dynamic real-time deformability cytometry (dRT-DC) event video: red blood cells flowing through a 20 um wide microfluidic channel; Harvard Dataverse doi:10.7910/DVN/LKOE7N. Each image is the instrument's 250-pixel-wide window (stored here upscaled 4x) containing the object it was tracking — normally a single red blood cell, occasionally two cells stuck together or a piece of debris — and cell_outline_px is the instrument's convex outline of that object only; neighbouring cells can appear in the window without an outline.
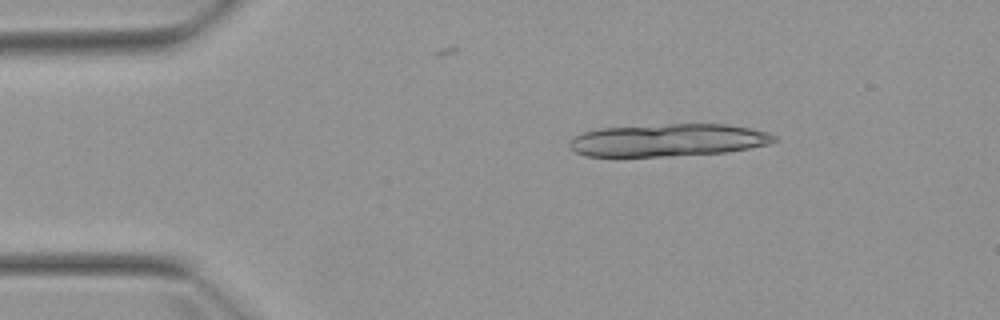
{"species": "Egyptian fruit bat (a non-hibernating species)", "species_latin": "Rousettus aegyptiacus", "temperature_condition": "warm", "stored_images_in_passage": 6, "camera_frame_rate_fps": 3000, "um_per_image_px": 0.085, "animal": {"sex": "female"}, "frame": {"image": 1, "passage_image": 3, "time_ms": 2.333, "image_size_px": [1000, 320], "cell_outline_px": [[776, 140], [768, 144], [728, 152], [672, 156], [588, 156], [576, 152], [568, 144], [576, 136], [584, 132], [600, 128], [668, 124], [724, 124], [748, 128], [768, 132], [776, 136]], "centroid_in_image_um": [56.81, 11.91], "position_along_channel_um": 28.2, "area_um2": 38.55}}